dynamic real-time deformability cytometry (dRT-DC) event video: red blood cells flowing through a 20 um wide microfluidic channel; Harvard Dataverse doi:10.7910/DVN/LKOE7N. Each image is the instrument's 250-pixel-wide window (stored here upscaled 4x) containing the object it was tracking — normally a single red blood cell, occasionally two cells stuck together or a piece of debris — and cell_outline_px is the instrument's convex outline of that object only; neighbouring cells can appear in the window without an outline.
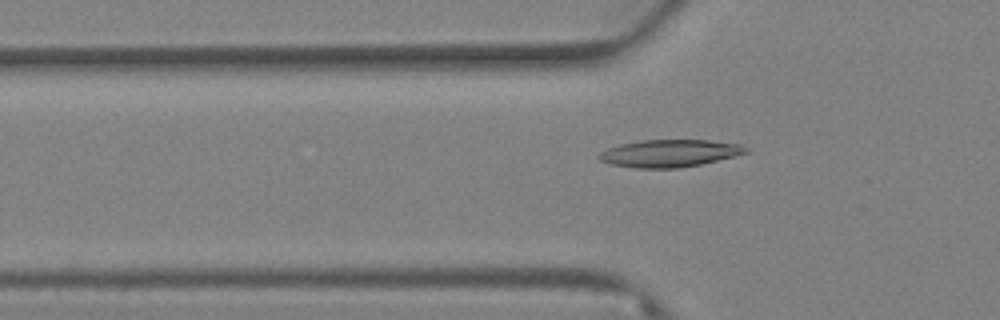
{"species": "Egyptian fruit bat (a non-hibernating species)", "species_latin": "Rousettus aegyptiacus", "temperature_condition": "warm", "stored_images_in_passage": 74, "camera_frame_rate_fps": 3000, "um_per_image_px": 0.085, "animal": {"sex": "female"}, "frame": {"image": 1, "passage_image": 24, "time_ms": 7.667, "image_size_px": [1000, 320], "cell_outline_px": [[748, 152], [736, 156], [700, 164], [680, 168], [636, 168], [608, 164], [600, 160], [596, 156], [600, 152], [608, 148], [620, 144], [640, 140], [708, 140], [740, 144], [748, 148]], "centroid_in_image_um": [56.89, 13.03], "position_along_channel_um": 68.9, "area_um2": 23.52}}
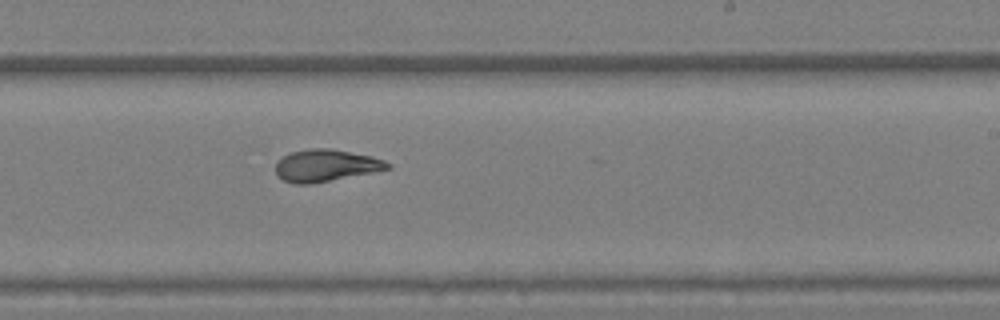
{"frame": {"image": 2, "passage_image": 45, "time_ms": 14.667, "image_size_px": [1000, 320], "cell_outline_px": [[392, 168], [312, 184], [292, 184], [276, 176], [276, 164], [284, 156], [292, 152], [312, 148], [328, 148], [372, 156], [384, 160], [392, 164]], "centroid_in_image_um": [27.7, 14.08], "position_along_channel_um": 261.3, "area_um2": 20.81}}
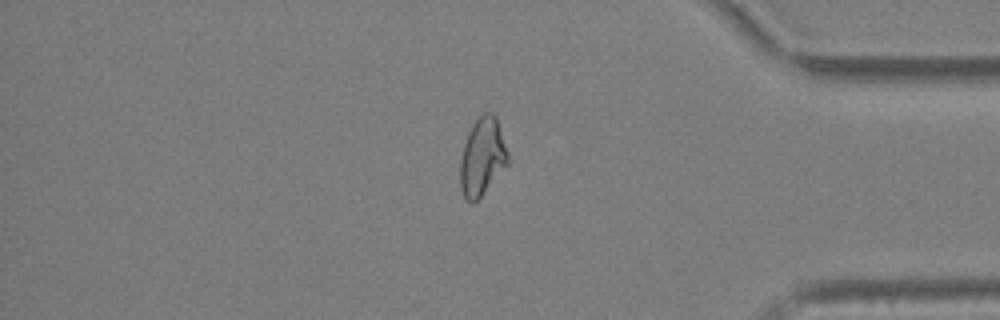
{"frame": {"image": 3, "passage_image": 62, "time_ms": 20.333, "image_size_px": [1000, 320], "cell_outline_px": [[508, 164], [480, 196], [472, 204], [464, 196], [460, 188], [460, 160], [464, 144], [468, 132], [472, 124], [484, 112], [492, 112], [496, 116], [508, 152]], "centroid_in_image_um": [40.99, 13.3], "position_along_channel_um": 394.2, "area_um2": 21.39}, "authors_computed_cell_mechanics": {"area_um2": 21.964, "velocity_mm_per_s": 2.755, "shape_relaxation_time_tau1_ms": null, "shape_relaxation_time_tau2_ms": 3.5551, "deformation_change_tau1": null, "deformation_change_tau2": 0.0825}}